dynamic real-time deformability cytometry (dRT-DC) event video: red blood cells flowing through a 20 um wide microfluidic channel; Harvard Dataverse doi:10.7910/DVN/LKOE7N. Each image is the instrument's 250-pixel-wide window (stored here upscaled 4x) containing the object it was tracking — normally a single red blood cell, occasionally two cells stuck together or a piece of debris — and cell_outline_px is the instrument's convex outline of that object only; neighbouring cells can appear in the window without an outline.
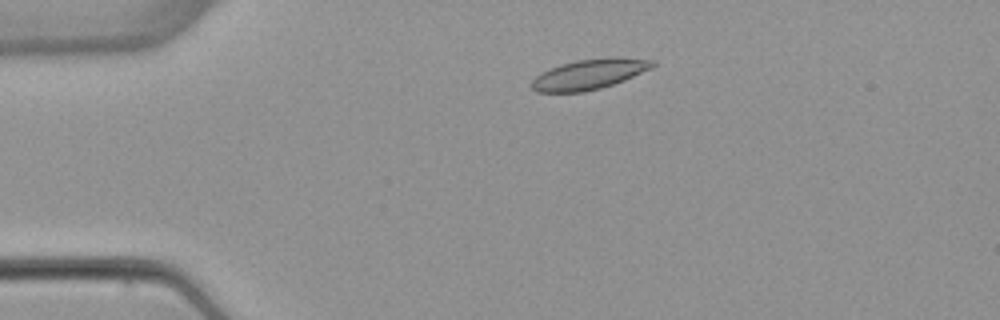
{"species": "common noctule bat (a hibernating species)", "species_latin": "Nyctalus noctula", "temperature_condition": "warm", "stored_images_in_passage": 3, "camera_frame_rate_fps": 3000, "um_per_image_px": 0.085, "animal": {"sex": "female", "body_mass_g": 22.7, "forearm_length_mm": 54.2}, "frame": {"image": 1, "passage_image": 2, "time_ms": 1.0, "image_size_px": [1000, 320], "cell_outline_px": [[656, 64], [652, 68], [624, 80], [600, 88], [584, 92], [536, 92], [528, 84], [540, 72], [560, 64], [576, 60], [608, 56], [616, 56], [656, 60]], "centroid_in_image_um": [50.09, 6.29], "position_along_channel_um": 34.9, "area_um2": 21.68}}